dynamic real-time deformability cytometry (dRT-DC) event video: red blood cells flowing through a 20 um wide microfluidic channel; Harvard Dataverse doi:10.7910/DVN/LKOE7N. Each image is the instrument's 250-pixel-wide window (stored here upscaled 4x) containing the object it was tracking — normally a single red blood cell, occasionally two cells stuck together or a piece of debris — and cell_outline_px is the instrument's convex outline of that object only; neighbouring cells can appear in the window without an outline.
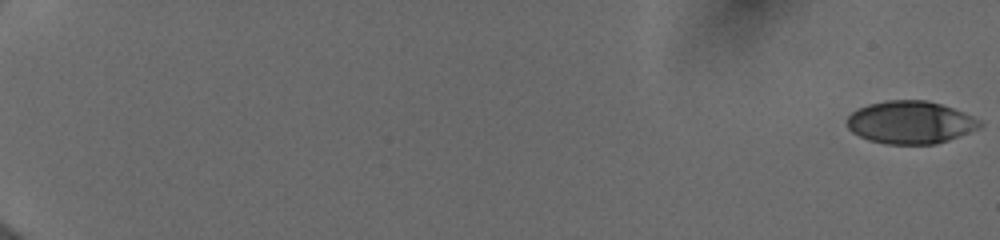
{"species": "human", "species_latin": "Homo sapiens", "temperature_condition": "cold", "stored_images_in_passage": 55, "camera_frame_rate_fps": 3000, "um_per_image_px": 0.085, "donor": {"sex": "female"}, "frame": {"image": 1, "passage_image": 1, "time_ms": 0.0, "image_size_px": [1000, 240], "cell_outline_px": [[984, 124], [976, 128], [948, 140], [936, 144], [884, 144], [868, 140], [852, 132], [848, 128], [848, 116], [852, 112], [868, 104], [888, 100], [928, 100], [952, 108], [980, 120]], "centroid_in_image_um": [77.35, 10.4], "position_along_channel_um": 7.7, "area_um2": 32.66}}
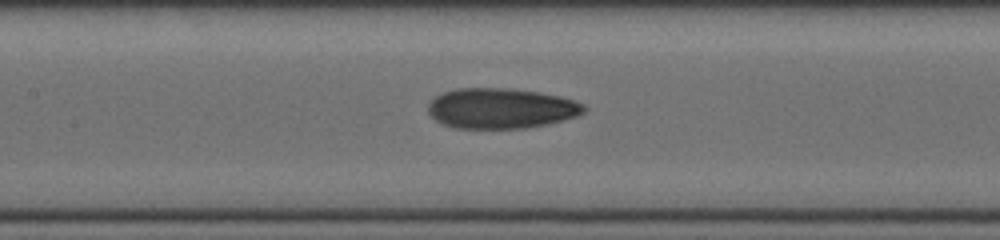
{"frame": {"image": 2, "passage_image": 30, "time_ms": 9.667, "image_size_px": [1000, 240], "cell_outline_px": [[588, 108], [584, 112], [576, 116], [544, 124], [524, 128], [452, 128], [436, 120], [428, 112], [428, 104], [436, 96], [444, 92], [456, 88], [512, 88], [540, 92], [560, 96], [584, 104]], "centroid_in_image_um": [42.57, 9.2], "position_along_channel_um": 164.8, "area_um2": 36.53}}
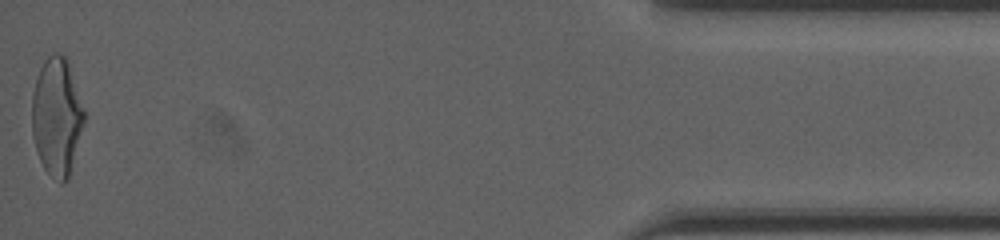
{"frame": {"image": 3, "passage_image": 55, "time_ms": 18.0, "image_size_px": [1000, 240], "cell_outline_px": [[84, 120], [68, 180], [60, 184], [44, 168], [40, 160], [32, 136], [32, 92], [40, 68], [44, 60], [52, 52], [60, 52], [64, 56], [68, 64], [84, 112]], "centroid_in_image_um": [4.79, 9.92], "position_along_channel_um": 430.4, "area_um2": 35.32}, "authors_computed_cell_mechanics": {"area_um2": 34.6222, "velocity_mm_per_s": 4.0167, "shape_relaxation_time_tau1_ms": null, "shape_relaxation_time_tau2_ms": 1.6847, "deformation_change_tau1": null, "deformation_change_tau2": 0.0914}}